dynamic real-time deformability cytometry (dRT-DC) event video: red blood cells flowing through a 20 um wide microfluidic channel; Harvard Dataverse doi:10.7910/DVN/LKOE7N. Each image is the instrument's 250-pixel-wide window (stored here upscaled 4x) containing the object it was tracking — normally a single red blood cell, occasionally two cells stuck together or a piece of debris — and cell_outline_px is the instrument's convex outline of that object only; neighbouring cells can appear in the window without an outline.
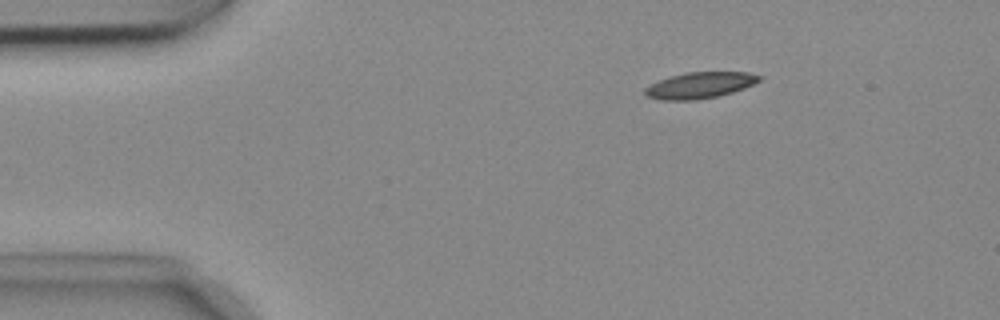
{"species": "common noctule bat (a hibernating species)", "species_latin": "Nyctalus noctula", "temperature_condition": "cold", "stored_images_in_passage": 47, "camera_frame_rate_fps": 3000, "um_per_image_px": 0.085, "animal": {"sex": "female", "body_mass_g": 18.4}, "frame": {"image": 1, "passage_image": 1, "time_ms": 0.0, "image_size_px": [1000, 320], "cell_outline_px": [[764, 76], [760, 80], [744, 88], [732, 92], [716, 96], [696, 100], [660, 100], [644, 96], [644, 88], [668, 76], [688, 72], [748, 72]], "centroid_in_image_um": [59.47, 7.24], "position_along_channel_um": 25.5, "area_um2": 17.46}}
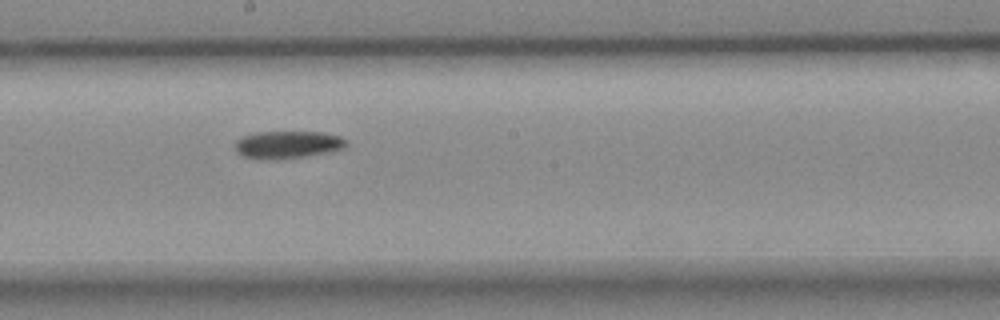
{"frame": {"image": 2, "passage_image": 22, "time_ms": 7.0, "image_size_px": [1000, 320], "cell_outline_px": [[348, 144], [344, 148], [332, 152], [308, 156], [280, 160], [264, 160], [244, 156], [236, 152], [236, 140], [240, 136], [256, 132], [324, 132], [340, 136], [348, 140]], "centroid_in_image_um": [24.48, 12.3], "position_along_channel_um": 223.7, "area_um2": 18.32}}
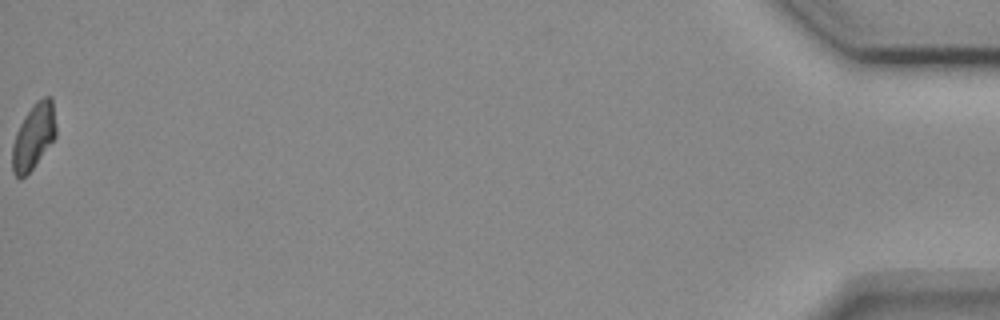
{"frame": {"image": 3, "passage_image": 47, "time_ms": 15.333, "image_size_px": [1000, 320], "cell_outline_px": [[56, 136], [32, 168], [20, 180], [12, 172], [12, 144], [16, 132], [24, 116], [32, 104], [36, 100], [44, 96], [52, 96], [56, 128]], "centroid_in_image_um": [2.84, 11.56], "position_along_channel_um": 432.4, "area_um2": 16.7}, "authors_computed_cell_mechanics": {"area_um2": 17.8602, "velocity_mm_per_s": 3.7209, "shape_relaxation_time_tau1_ms": 6.8509, "shape_relaxation_time_tau2_ms": null, "deformation_change_tau1": 0.121, "deformation_change_tau2": null}}